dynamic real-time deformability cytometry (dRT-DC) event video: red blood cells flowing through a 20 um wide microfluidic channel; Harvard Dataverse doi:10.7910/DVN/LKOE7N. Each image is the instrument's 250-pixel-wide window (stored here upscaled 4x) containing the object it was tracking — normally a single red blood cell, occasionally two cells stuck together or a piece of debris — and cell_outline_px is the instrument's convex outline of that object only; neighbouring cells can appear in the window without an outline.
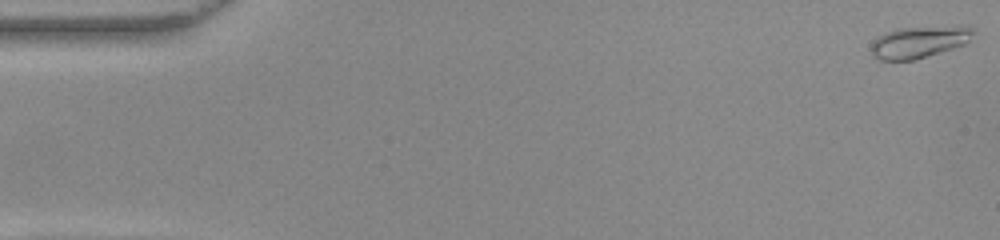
{"species": "common noctule bat (a hibernating species)", "species_latin": "Nyctalus noctula", "temperature_condition": "warm", "stored_images_in_passage": 16, "camera_frame_rate_fps": 3000, "um_per_image_px": 0.085, "animal": {"sex": "female", "body_mass_g": 22.0, "forearm_length_mm": 56.7}, "frame": {"image": 1, "passage_image": 1, "time_ms": 0.0, "image_size_px": [1000, 240], "cell_outline_px": [[972, 32], [968, 40], [964, 44], [916, 60], [880, 60], [872, 56], [872, 40], [876, 36], [884, 32], [896, 28], [964, 24], [972, 28]], "centroid_in_image_um": [78.09, 3.54], "position_along_channel_um": 6.9, "area_um2": 19.31}}